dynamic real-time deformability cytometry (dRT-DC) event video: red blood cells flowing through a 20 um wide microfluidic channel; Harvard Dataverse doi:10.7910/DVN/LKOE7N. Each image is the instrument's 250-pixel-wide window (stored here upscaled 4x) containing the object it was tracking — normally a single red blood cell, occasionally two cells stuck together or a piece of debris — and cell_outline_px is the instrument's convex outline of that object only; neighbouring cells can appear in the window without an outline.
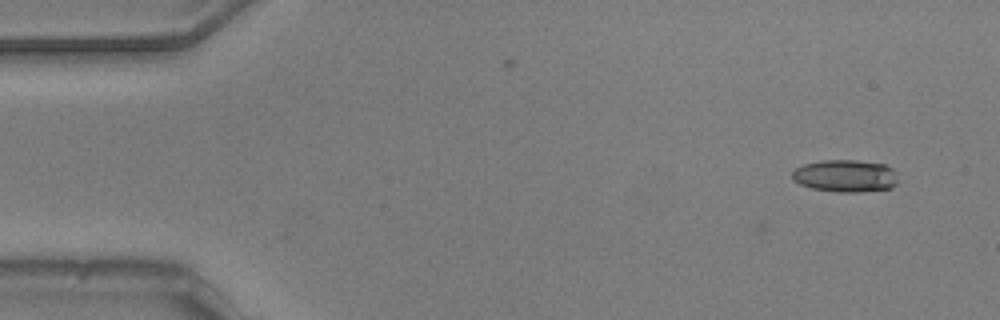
{"species": "common noctule bat (a hibernating species)", "species_latin": "Nyctalus noctula", "temperature_condition": "warm", "stored_images_in_passage": 2, "camera_frame_rate_fps": 3000, "um_per_image_px": 0.085, "animal": {"sex": "male", "body_mass_g": 20.5, "forearm_length_mm": 52.5}, "frame": {"image": 1, "passage_image": 2, "time_ms": 0.333, "image_size_px": [1000, 320], "cell_outline_px": [[896, 184], [892, 188], [860, 192], [836, 192], [812, 188], [800, 184], [792, 180], [792, 172], [796, 168], [804, 164], [824, 160], [856, 160], [884, 164], [892, 168], [896, 172]], "centroid_in_image_um": [71.86, 14.95], "position_along_channel_um": 13.1, "area_um2": 20.0}}